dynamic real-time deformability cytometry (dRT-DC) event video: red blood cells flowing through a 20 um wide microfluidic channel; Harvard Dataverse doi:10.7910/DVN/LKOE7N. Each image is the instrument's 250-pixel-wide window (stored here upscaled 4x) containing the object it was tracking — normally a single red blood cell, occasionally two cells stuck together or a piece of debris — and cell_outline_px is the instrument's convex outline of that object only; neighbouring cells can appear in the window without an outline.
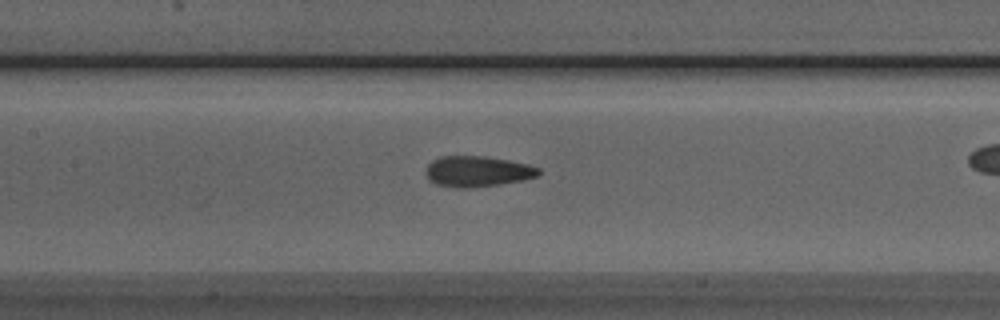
{"species": "Egyptian fruit bat (a non-hibernating species)", "species_latin": "Rousettus aegyptiacus", "temperature_condition": "room temperature", "stored_images_in_passage": 40, "camera_frame_rate_fps": 3000, "um_per_image_px": 0.085, "animal": {"sex": "male"}, "frame": {"image": 1, "passage_image": 23, "time_ms": 7.333, "image_size_px": [1000, 320], "cell_outline_px": [[540, 172], [536, 176], [524, 180], [500, 184], [464, 188], [456, 188], [436, 184], [428, 180], [424, 172], [428, 164], [432, 160], [440, 156], [484, 156], [508, 160], [528, 164], [540, 168]], "centroid_in_image_um": [40.54, 14.56], "position_along_channel_um": 166.9, "area_um2": 20.29}}
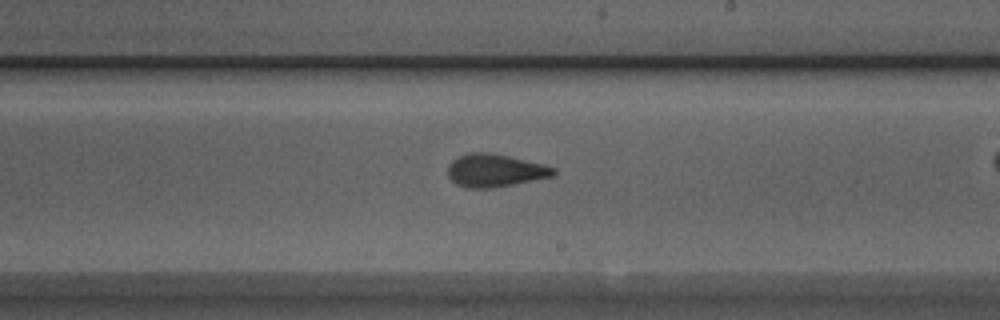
{"frame": {"image": 2, "passage_image": 29, "time_ms": 9.333, "image_size_px": [1000, 320], "cell_outline_px": [[556, 176], [516, 184], [492, 188], [464, 188], [456, 184], [448, 176], [448, 164], [452, 160], [468, 152], [492, 152], [556, 168]], "centroid_in_image_um": [42.07, 14.5], "position_along_channel_um": 246.9, "area_um2": 20.4}}